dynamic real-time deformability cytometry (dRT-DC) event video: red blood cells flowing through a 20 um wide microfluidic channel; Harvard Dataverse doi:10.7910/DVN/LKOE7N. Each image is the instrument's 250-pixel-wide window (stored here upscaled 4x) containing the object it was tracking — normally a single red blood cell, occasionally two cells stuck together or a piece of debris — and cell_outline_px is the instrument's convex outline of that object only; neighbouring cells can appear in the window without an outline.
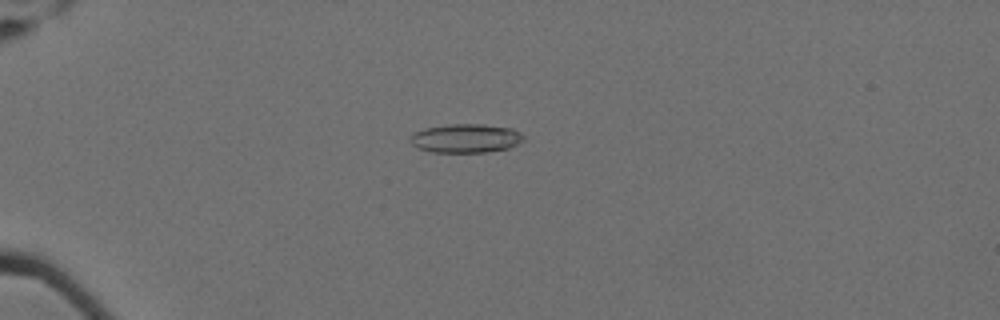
{"species": "Egyptian fruit bat (a non-hibernating species)", "species_latin": "Rousettus aegyptiacus", "temperature_condition": "cold", "stored_images_in_passage": 46, "camera_frame_rate_fps": 3000, "um_per_image_px": 0.085, "animal": {"sex": "female"}, "frame": {"image": 1, "passage_image": 3, "time_ms": 0.667, "image_size_px": [1000, 320], "cell_outline_px": [[524, 140], [508, 148], [488, 152], [432, 152], [416, 148], [412, 144], [412, 136], [416, 132], [424, 128], [448, 124], [480, 124], [512, 128], [520, 132], [524, 136]], "centroid_in_image_um": [39.61, 11.75], "position_along_channel_um": 45.4, "area_um2": 18.96}}
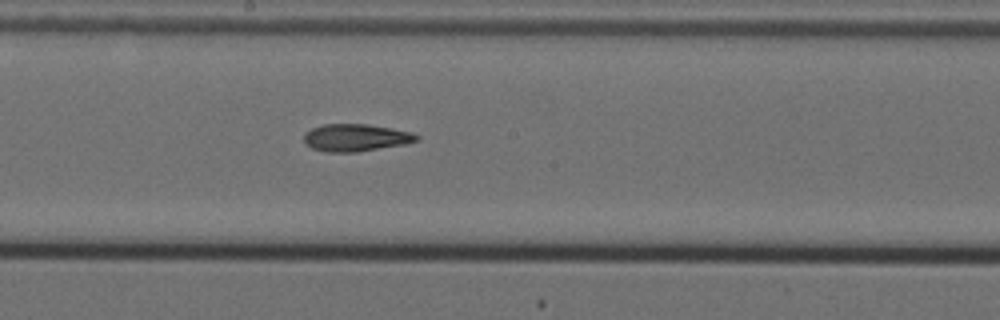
{"frame": {"image": 2, "passage_image": 21, "time_ms": 6.667, "image_size_px": [1000, 320], "cell_outline_px": [[420, 140], [404, 144], [356, 152], [324, 152], [312, 148], [304, 140], [304, 132], [312, 128], [324, 124], [368, 124], [392, 128], [412, 132], [420, 136]], "centroid_in_image_um": [30.25, 11.69], "position_along_channel_um": 217.9, "area_um2": 17.98}}
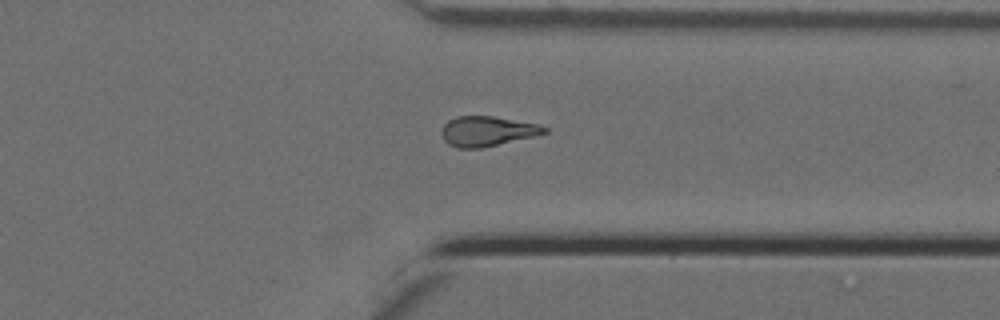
{"frame": {"image": 3, "passage_image": 34, "time_ms": 11.0, "image_size_px": [1000, 320], "cell_outline_px": [[548, 132], [536, 136], [480, 148], [456, 148], [448, 144], [444, 140], [440, 132], [444, 124], [448, 120], [456, 116], [492, 116], [540, 124], [548, 128]], "centroid_in_image_um": [41.41, 11.15], "position_along_channel_um": 370.0, "area_um2": 18.09}, "authors_computed_cell_mechanics": {"area_um2": 18.0625, "velocity_mm_per_s": 3.5106, "shape_relaxation_time_tau1_ms": null, "shape_relaxation_time_tau2_ms": 5.8896, "deformation_change_tau1": null, "deformation_change_tau2": 0.1541}}